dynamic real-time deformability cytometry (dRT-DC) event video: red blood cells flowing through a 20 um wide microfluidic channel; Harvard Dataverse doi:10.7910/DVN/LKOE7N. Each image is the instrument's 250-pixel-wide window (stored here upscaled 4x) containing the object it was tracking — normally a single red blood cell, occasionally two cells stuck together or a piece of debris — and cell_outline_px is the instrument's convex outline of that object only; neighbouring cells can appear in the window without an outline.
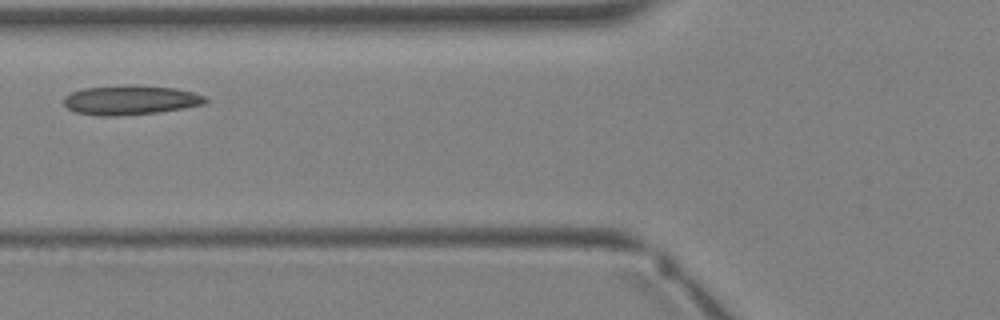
{"species": "Egyptian fruit bat (a non-hibernating species)", "species_latin": "Rousettus aegyptiacus", "temperature_condition": "warm", "stored_images_in_passage": 2, "camera_frame_rate_fps": 3000, "um_per_image_px": 0.085, "animal": {"sex": "female"}, "frame": {"image": 1, "passage_image": 2, "time_ms": 1.0, "image_size_px": [1000, 320], "cell_outline_px": [[208, 100], [204, 104], [184, 108], [156, 112], [116, 116], [100, 116], [76, 112], [68, 108], [64, 104], [64, 96], [72, 92], [84, 88], [132, 84], [176, 88], [192, 92], [204, 96]], "centroid_in_image_um": [11.08, 8.49], "position_along_channel_um": 114.7, "area_um2": 24.28}}